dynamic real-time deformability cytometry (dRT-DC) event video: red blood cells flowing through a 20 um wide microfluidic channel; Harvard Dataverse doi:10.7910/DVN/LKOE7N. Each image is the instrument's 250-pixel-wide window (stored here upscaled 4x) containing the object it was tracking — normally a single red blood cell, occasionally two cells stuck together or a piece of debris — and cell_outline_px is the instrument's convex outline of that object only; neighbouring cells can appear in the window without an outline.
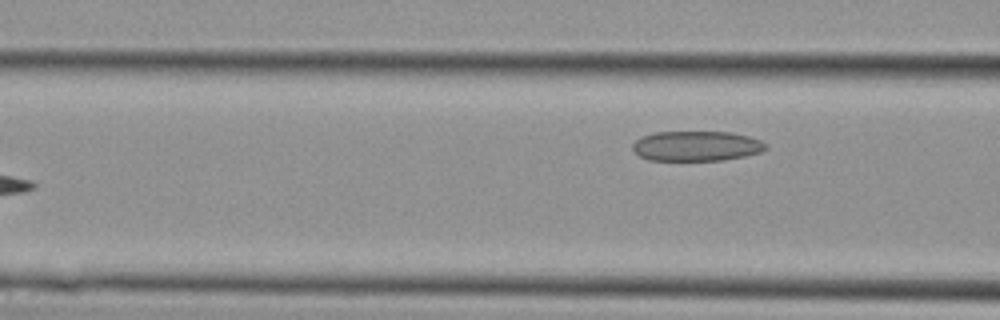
{"species": "Egyptian fruit bat (a non-hibernating species)", "species_latin": "Rousettus aegyptiacus", "temperature_condition": "cold", "stored_images_in_passage": 4, "camera_frame_rate_fps": 3000, "um_per_image_px": 0.085, "animal": {"sex": "female"}, "frame": {"image": 1, "passage_image": 4, "time_ms": 1.0, "image_size_px": [1000, 320], "cell_outline_px": [[768, 148], [760, 152], [744, 156], [724, 160], [648, 160], [640, 156], [632, 148], [632, 144], [640, 136], [656, 132], [732, 132], [748, 136], [760, 140]], "centroid_in_image_um": [59.18, 12.41], "position_along_channel_um": 107.4, "area_um2": 23.24}}